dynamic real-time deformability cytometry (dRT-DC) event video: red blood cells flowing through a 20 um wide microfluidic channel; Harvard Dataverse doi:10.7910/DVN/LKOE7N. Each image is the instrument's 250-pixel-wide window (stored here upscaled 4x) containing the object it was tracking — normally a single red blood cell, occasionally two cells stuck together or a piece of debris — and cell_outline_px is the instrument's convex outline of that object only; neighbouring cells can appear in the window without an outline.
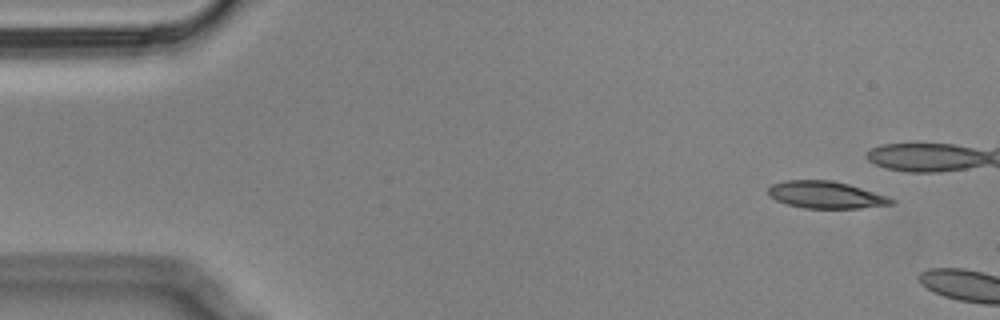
{"species": "Egyptian fruit bat (a non-hibernating species)", "species_latin": "Rousettus aegyptiacus", "temperature_condition": "cold", "stored_images_in_passage": 4, "camera_frame_rate_fps": 3000, "um_per_image_px": 0.085, "animal": {"sex": "male"}, "frame": {"image": 1, "passage_image": 1, "time_ms": 0.0, "image_size_px": [1000, 320], "cell_outline_px": [[896, 204], [860, 208], [804, 208], [788, 204], [776, 200], [768, 192], [768, 188], [772, 184], [784, 180], [832, 180], [848, 184], [888, 196], [896, 200]], "centroid_in_image_um": [70.24, 16.56], "position_along_channel_um": 14.8, "area_um2": 19.42}}